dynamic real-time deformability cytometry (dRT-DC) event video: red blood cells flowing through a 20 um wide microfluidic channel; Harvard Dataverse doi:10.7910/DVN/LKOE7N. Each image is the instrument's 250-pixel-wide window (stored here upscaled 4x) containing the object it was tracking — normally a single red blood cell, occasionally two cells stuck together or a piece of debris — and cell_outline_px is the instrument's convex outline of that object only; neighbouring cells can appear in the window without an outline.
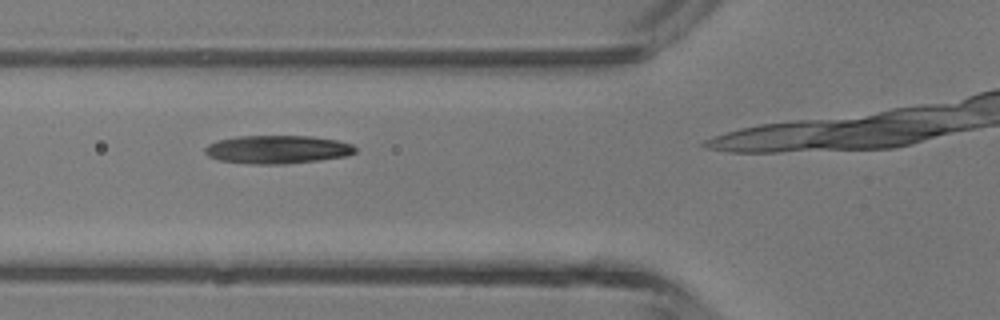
{"species": "common noctule bat (a hibernating species)", "species_latin": "Nyctalus noctula", "temperature_condition": "room temperature", "stored_images_in_passage": 5, "camera_frame_rate_fps": 3000, "um_per_image_px": 0.085, "animal": {"sex": "male", "body_mass_g": 13.3}, "frame": {"image": 1, "passage_image": 3, "time_ms": 2.333, "image_size_px": [1000, 320], "cell_outline_px": [[356, 152], [348, 156], [320, 160], [284, 164], [252, 164], [220, 160], [208, 156], [204, 152], [204, 148], [208, 144], [220, 140], [236, 136], [312, 136], [336, 140], [352, 144], [356, 148]], "centroid_in_image_um": [23.6, 12.7], "position_along_channel_um": 102.2, "area_um2": 24.8}}